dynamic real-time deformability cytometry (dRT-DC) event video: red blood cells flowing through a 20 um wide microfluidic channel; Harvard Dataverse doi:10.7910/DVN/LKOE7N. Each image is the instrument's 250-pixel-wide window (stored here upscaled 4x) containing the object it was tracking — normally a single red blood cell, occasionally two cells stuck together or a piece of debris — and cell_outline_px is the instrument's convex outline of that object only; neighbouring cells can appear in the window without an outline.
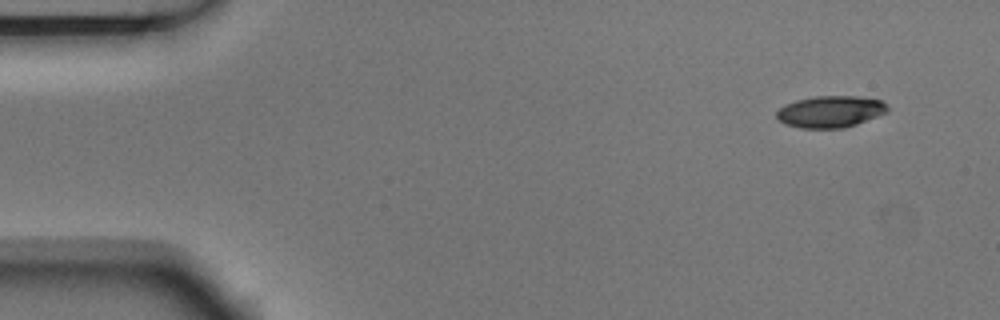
{"species": "Egyptian fruit bat (a non-hibernating species)", "species_latin": "Rousettus aegyptiacus", "temperature_condition": "room temperature", "stored_images_in_passage": 4, "camera_frame_rate_fps": 3000, "um_per_image_px": 0.085, "animal": {"sex": "male"}, "frame": {"image": 1, "passage_image": 1, "time_ms": 0.0, "image_size_px": [1000, 320], "cell_outline_px": [[888, 112], [856, 124], [840, 128], [800, 128], [784, 124], [776, 116], [776, 112], [784, 104], [796, 100], [816, 96], [860, 96], [880, 100], [888, 104]], "centroid_in_image_um": [70.58, 9.48], "position_along_channel_um": 14.4, "area_um2": 20.52}}
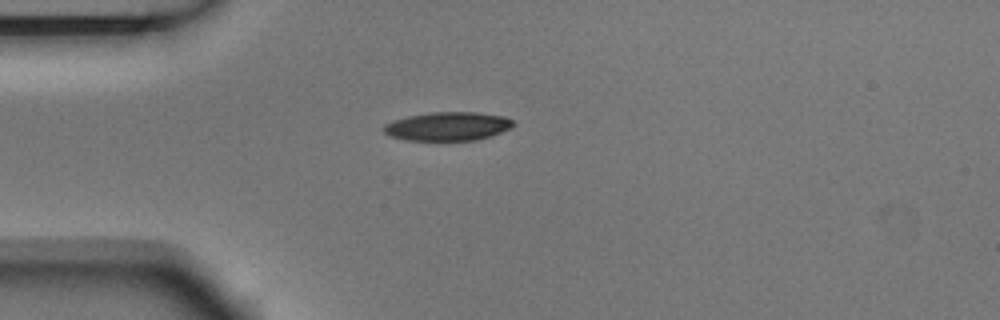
{"frame": {"image": 2, "passage_image": 4, "time_ms": 1.0, "image_size_px": [1000, 320], "cell_outline_px": [[516, 124], [512, 128], [492, 136], [476, 140], [404, 140], [388, 136], [380, 128], [384, 124], [392, 120], [408, 116], [432, 112], [476, 112], [504, 116], [512, 120]], "centroid_in_image_um": [38.04, 10.74], "position_along_channel_um": 47.0, "area_um2": 21.96}}